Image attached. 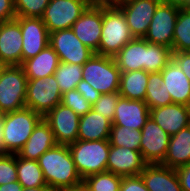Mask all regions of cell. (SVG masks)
I'll use <instances>...</instances> for the list:
<instances>
[{"mask_svg":"<svg viewBox=\"0 0 190 191\" xmlns=\"http://www.w3.org/2000/svg\"><path fill=\"white\" fill-rule=\"evenodd\" d=\"M113 58L121 72L144 70L159 73L173 59V51L138 37L125 44Z\"/></svg>","mask_w":190,"mask_h":191,"instance_id":"1","label":"cell"},{"mask_svg":"<svg viewBox=\"0 0 190 191\" xmlns=\"http://www.w3.org/2000/svg\"><path fill=\"white\" fill-rule=\"evenodd\" d=\"M28 79L21 65L4 66L0 71V109L4 114L26 107Z\"/></svg>","mask_w":190,"mask_h":191,"instance_id":"7","label":"cell"},{"mask_svg":"<svg viewBox=\"0 0 190 191\" xmlns=\"http://www.w3.org/2000/svg\"><path fill=\"white\" fill-rule=\"evenodd\" d=\"M22 32L15 20L0 23V62L5 65H22Z\"/></svg>","mask_w":190,"mask_h":191,"instance_id":"17","label":"cell"},{"mask_svg":"<svg viewBox=\"0 0 190 191\" xmlns=\"http://www.w3.org/2000/svg\"><path fill=\"white\" fill-rule=\"evenodd\" d=\"M112 122L91 109L80 116L77 140H109Z\"/></svg>","mask_w":190,"mask_h":191,"instance_id":"24","label":"cell"},{"mask_svg":"<svg viewBox=\"0 0 190 191\" xmlns=\"http://www.w3.org/2000/svg\"><path fill=\"white\" fill-rule=\"evenodd\" d=\"M152 118L170 136L190 125V106L172 103L150 109Z\"/></svg>","mask_w":190,"mask_h":191,"instance_id":"19","label":"cell"},{"mask_svg":"<svg viewBox=\"0 0 190 191\" xmlns=\"http://www.w3.org/2000/svg\"><path fill=\"white\" fill-rule=\"evenodd\" d=\"M172 51H190V8L179 9L173 33Z\"/></svg>","mask_w":190,"mask_h":191,"instance_id":"30","label":"cell"},{"mask_svg":"<svg viewBox=\"0 0 190 191\" xmlns=\"http://www.w3.org/2000/svg\"><path fill=\"white\" fill-rule=\"evenodd\" d=\"M62 93L59 89L55 75L46 78L28 79L25 105L26 108L44 117L56 105L60 104Z\"/></svg>","mask_w":190,"mask_h":191,"instance_id":"8","label":"cell"},{"mask_svg":"<svg viewBox=\"0 0 190 191\" xmlns=\"http://www.w3.org/2000/svg\"><path fill=\"white\" fill-rule=\"evenodd\" d=\"M23 187L18 181L0 185V191H22Z\"/></svg>","mask_w":190,"mask_h":191,"instance_id":"44","label":"cell"},{"mask_svg":"<svg viewBox=\"0 0 190 191\" xmlns=\"http://www.w3.org/2000/svg\"><path fill=\"white\" fill-rule=\"evenodd\" d=\"M190 163V125L170 136L163 166L177 169Z\"/></svg>","mask_w":190,"mask_h":191,"instance_id":"26","label":"cell"},{"mask_svg":"<svg viewBox=\"0 0 190 191\" xmlns=\"http://www.w3.org/2000/svg\"><path fill=\"white\" fill-rule=\"evenodd\" d=\"M43 118L49 124L57 144L69 145L77 140L80 116L71 108L60 103Z\"/></svg>","mask_w":190,"mask_h":191,"instance_id":"14","label":"cell"},{"mask_svg":"<svg viewBox=\"0 0 190 191\" xmlns=\"http://www.w3.org/2000/svg\"><path fill=\"white\" fill-rule=\"evenodd\" d=\"M43 117L23 108L3 115L5 154H18Z\"/></svg>","mask_w":190,"mask_h":191,"instance_id":"5","label":"cell"},{"mask_svg":"<svg viewBox=\"0 0 190 191\" xmlns=\"http://www.w3.org/2000/svg\"><path fill=\"white\" fill-rule=\"evenodd\" d=\"M133 38L122 11L102 3L99 55L114 57Z\"/></svg>","mask_w":190,"mask_h":191,"instance_id":"3","label":"cell"},{"mask_svg":"<svg viewBox=\"0 0 190 191\" xmlns=\"http://www.w3.org/2000/svg\"><path fill=\"white\" fill-rule=\"evenodd\" d=\"M22 191H54V190L50 188L49 186H39V187L28 188V189L23 188Z\"/></svg>","mask_w":190,"mask_h":191,"instance_id":"47","label":"cell"},{"mask_svg":"<svg viewBox=\"0 0 190 191\" xmlns=\"http://www.w3.org/2000/svg\"><path fill=\"white\" fill-rule=\"evenodd\" d=\"M145 102L149 109L172 104V98L165 89L161 72L148 73Z\"/></svg>","mask_w":190,"mask_h":191,"instance_id":"29","label":"cell"},{"mask_svg":"<svg viewBox=\"0 0 190 191\" xmlns=\"http://www.w3.org/2000/svg\"><path fill=\"white\" fill-rule=\"evenodd\" d=\"M178 7L160 2L157 6L144 39L172 49L173 33L179 14Z\"/></svg>","mask_w":190,"mask_h":191,"instance_id":"11","label":"cell"},{"mask_svg":"<svg viewBox=\"0 0 190 191\" xmlns=\"http://www.w3.org/2000/svg\"><path fill=\"white\" fill-rule=\"evenodd\" d=\"M109 143L112 146L127 147L131 150L140 151L141 130L112 125Z\"/></svg>","mask_w":190,"mask_h":191,"instance_id":"33","label":"cell"},{"mask_svg":"<svg viewBox=\"0 0 190 191\" xmlns=\"http://www.w3.org/2000/svg\"><path fill=\"white\" fill-rule=\"evenodd\" d=\"M4 124L3 120L0 121V154H5V143H4Z\"/></svg>","mask_w":190,"mask_h":191,"instance_id":"46","label":"cell"},{"mask_svg":"<svg viewBox=\"0 0 190 191\" xmlns=\"http://www.w3.org/2000/svg\"><path fill=\"white\" fill-rule=\"evenodd\" d=\"M50 0H14L16 17H42Z\"/></svg>","mask_w":190,"mask_h":191,"instance_id":"34","label":"cell"},{"mask_svg":"<svg viewBox=\"0 0 190 191\" xmlns=\"http://www.w3.org/2000/svg\"><path fill=\"white\" fill-rule=\"evenodd\" d=\"M5 65H3L1 62H0V71L1 69L4 67Z\"/></svg>","mask_w":190,"mask_h":191,"instance_id":"51","label":"cell"},{"mask_svg":"<svg viewBox=\"0 0 190 191\" xmlns=\"http://www.w3.org/2000/svg\"><path fill=\"white\" fill-rule=\"evenodd\" d=\"M161 2L178 8H190V0H161Z\"/></svg>","mask_w":190,"mask_h":191,"instance_id":"43","label":"cell"},{"mask_svg":"<svg viewBox=\"0 0 190 191\" xmlns=\"http://www.w3.org/2000/svg\"><path fill=\"white\" fill-rule=\"evenodd\" d=\"M68 147L82 180L90 175L107 171L110 151L109 140H76Z\"/></svg>","mask_w":190,"mask_h":191,"instance_id":"4","label":"cell"},{"mask_svg":"<svg viewBox=\"0 0 190 191\" xmlns=\"http://www.w3.org/2000/svg\"><path fill=\"white\" fill-rule=\"evenodd\" d=\"M149 191H182L177 172L161 164H147L140 173Z\"/></svg>","mask_w":190,"mask_h":191,"instance_id":"22","label":"cell"},{"mask_svg":"<svg viewBox=\"0 0 190 191\" xmlns=\"http://www.w3.org/2000/svg\"><path fill=\"white\" fill-rule=\"evenodd\" d=\"M120 96L119 91L109 94H101L100 98L92 105V109L113 122L115 108Z\"/></svg>","mask_w":190,"mask_h":191,"instance_id":"35","label":"cell"},{"mask_svg":"<svg viewBox=\"0 0 190 191\" xmlns=\"http://www.w3.org/2000/svg\"><path fill=\"white\" fill-rule=\"evenodd\" d=\"M17 181L25 189L47 186L38 161L27 160L17 154Z\"/></svg>","mask_w":190,"mask_h":191,"instance_id":"28","label":"cell"},{"mask_svg":"<svg viewBox=\"0 0 190 191\" xmlns=\"http://www.w3.org/2000/svg\"><path fill=\"white\" fill-rule=\"evenodd\" d=\"M74 191H86L84 188H78V189H74Z\"/></svg>","mask_w":190,"mask_h":191,"instance_id":"49","label":"cell"},{"mask_svg":"<svg viewBox=\"0 0 190 191\" xmlns=\"http://www.w3.org/2000/svg\"><path fill=\"white\" fill-rule=\"evenodd\" d=\"M106 0H94V2L104 3Z\"/></svg>","mask_w":190,"mask_h":191,"instance_id":"50","label":"cell"},{"mask_svg":"<svg viewBox=\"0 0 190 191\" xmlns=\"http://www.w3.org/2000/svg\"><path fill=\"white\" fill-rule=\"evenodd\" d=\"M54 75L59 89L63 94L76 89L77 84L82 80V65L60 61Z\"/></svg>","mask_w":190,"mask_h":191,"instance_id":"31","label":"cell"},{"mask_svg":"<svg viewBox=\"0 0 190 191\" xmlns=\"http://www.w3.org/2000/svg\"><path fill=\"white\" fill-rule=\"evenodd\" d=\"M150 117V109L145 101L119 98L112 125L141 130Z\"/></svg>","mask_w":190,"mask_h":191,"instance_id":"20","label":"cell"},{"mask_svg":"<svg viewBox=\"0 0 190 191\" xmlns=\"http://www.w3.org/2000/svg\"><path fill=\"white\" fill-rule=\"evenodd\" d=\"M148 73L144 70L121 72L119 94L121 97L145 101Z\"/></svg>","mask_w":190,"mask_h":191,"instance_id":"27","label":"cell"},{"mask_svg":"<svg viewBox=\"0 0 190 191\" xmlns=\"http://www.w3.org/2000/svg\"><path fill=\"white\" fill-rule=\"evenodd\" d=\"M182 191H190V163L175 169Z\"/></svg>","mask_w":190,"mask_h":191,"instance_id":"42","label":"cell"},{"mask_svg":"<svg viewBox=\"0 0 190 191\" xmlns=\"http://www.w3.org/2000/svg\"><path fill=\"white\" fill-rule=\"evenodd\" d=\"M60 63L59 57L54 49L48 45L36 56L22 63L27 79L46 78L54 74Z\"/></svg>","mask_w":190,"mask_h":191,"instance_id":"25","label":"cell"},{"mask_svg":"<svg viewBox=\"0 0 190 191\" xmlns=\"http://www.w3.org/2000/svg\"><path fill=\"white\" fill-rule=\"evenodd\" d=\"M170 135L152 118L141 129L140 152L147 164H161L167 154Z\"/></svg>","mask_w":190,"mask_h":191,"instance_id":"12","label":"cell"},{"mask_svg":"<svg viewBox=\"0 0 190 191\" xmlns=\"http://www.w3.org/2000/svg\"><path fill=\"white\" fill-rule=\"evenodd\" d=\"M91 3V0H50L41 18L49 33L68 29Z\"/></svg>","mask_w":190,"mask_h":191,"instance_id":"9","label":"cell"},{"mask_svg":"<svg viewBox=\"0 0 190 191\" xmlns=\"http://www.w3.org/2000/svg\"><path fill=\"white\" fill-rule=\"evenodd\" d=\"M122 176L105 171L93 174L83 180L86 191H120Z\"/></svg>","mask_w":190,"mask_h":191,"instance_id":"32","label":"cell"},{"mask_svg":"<svg viewBox=\"0 0 190 191\" xmlns=\"http://www.w3.org/2000/svg\"><path fill=\"white\" fill-rule=\"evenodd\" d=\"M173 60L190 80V51L173 52Z\"/></svg>","mask_w":190,"mask_h":191,"instance_id":"41","label":"cell"},{"mask_svg":"<svg viewBox=\"0 0 190 191\" xmlns=\"http://www.w3.org/2000/svg\"><path fill=\"white\" fill-rule=\"evenodd\" d=\"M22 32V63L49 45V32L40 17H16Z\"/></svg>","mask_w":190,"mask_h":191,"instance_id":"15","label":"cell"},{"mask_svg":"<svg viewBox=\"0 0 190 191\" xmlns=\"http://www.w3.org/2000/svg\"><path fill=\"white\" fill-rule=\"evenodd\" d=\"M120 75L113 57L94 54L82 65V80L101 94L119 91Z\"/></svg>","mask_w":190,"mask_h":191,"instance_id":"6","label":"cell"},{"mask_svg":"<svg viewBox=\"0 0 190 191\" xmlns=\"http://www.w3.org/2000/svg\"><path fill=\"white\" fill-rule=\"evenodd\" d=\"M16 18L14 0H0V23Z\"/></svg>","mask_w":190,"mask_h":191,"instance_id":"40","label":"cell"},{"mask_svg":"<svg viewBox=\"0 0 190 191\" xmlns=\"http://www.w3.org/2000/svg\"><path fill=\"white\" fill-rule=\"evenodd\" d=\"M146 165L140 151L110 145L107 171L122 177L136 176L140 175Z\"/></svg>","mask_w":190,"mask_h":191,"instance_id":"18","label":"cell"},{"mask_svg":"<svg viewBox=\"0 0 190 191\" xmlns=\"http://www.w3.org/2000/svg\"><path fill=\"white\" fill-rule=\"evenodd\" d=\"M161 0H136L119 7L134 38H144Z\"/></svg>","mask_w":190,"mask_h":191,"instance_id":"16","label":"cell"},{"mask_svg":"<svg viewBox=\"0 0 190 191\" xmlns=\"http://www.w3.org/2000/svg\"><path fill=\"white\" fill-rule=\"evenodd\" d=\"M161 76L173 103L190 106V80L173 59L162 69Z\"/></svg>","mask_w":190,"mask_h":191,"instance_id":"21","label":"cell"},{"mask_svg":"<svg viewBox=\"0 0 190 191\" xmlns=\"http://www.w3.org/2000/svg\"><path fill=\"white\" fill-rule=\"evenodd\" d=\"M58 191H74V190H58Z\"/></svg>","mask_w":190,"mask_h":191,"instance_id":"52","label":"cell"},{"mask_svg":"<svg viewBox=\"0 0 190 191\" xmlns=\"http://www.w3.org/2000/svg\"><path fill=\"white\" fill-rule=\"evenodd\" d=\"M136 0H106L104 3L111 7L119 8Z\"/></svg>","mask_w":190,"mask_h":191,"instance_id":"45","label":"cell"},{"mask_svg":"<svg viewBox=\"0 0 190 191\" xmlns=\"http://www.w3.org/2000/svg\"><path fill=\"white\" fill-rule=\"evenodd\" d=\"M76 90L93 105L99 98L101 93L96 91L88 82L81 80L76 87Z\"/></svg>","mask_w":190,"mask_h":191,"instance_id":"39","label":"cell"},{"mask_svg":"<svg viewBox=\"0 0 190 191\" xmlns=\"http://www.w3.org/2000/svg\"><path fill=\"white\" fill-rule=\"evenodd\" d=\"M49 45L64 63L83 65L95 54L75 36L71 28L49 33Z\"/></svg>","mask_w":190,"mask_h":191,"instance_id":"10","label":"cell"},{"mask_svg":"<svg viewBox=\"0 0 190 191\" xmlns=\"http://www.w3.org/2000/svg\"><path fill=\"white\" fill-rule=\"evenodd\" d=\"M61 103L71 108L79 116L85 115L92 109V105L76 89L62 94Z\"/></svg>","mask_w":190,"mask_h":191,"instance_id":"36","label":"cell"},{"mask_svg":"<svg viewBox=\"0 0 190 191\" xmlns=\"http://www.w3.org/2000/svg\"><path fill=\"white\" fill-rule=\"evenodd\" d=\"M120 191H149L141 177L136 176H124L120 184Z\"/></svg>","mask_w":190,"mask_h":191,"instance_id":"38","label":"cell"},{"mask_svg":"<svg viewBox=\"0 0 190 191\" xmlns=\"http://www.w3.org/2000/svg\"><path fill=\"white\" fill-rule=\"evenodd\" d=\"M56 140L49 124L42 118L35 126L28 141L18 152V155L27 160H38L47 150L55 146Z\"/></svg>","mask_w":190,"mask_h":191,"instance_id":"23","label":"cell"},{"mask_svg":"<svg viewBox=\"0 0 190 191\" xmlns=\"http://www.w3.org/2000/svg\"><path fill=\"white\" fill-rule=\"evenodd\" d=\"M17 181V154H0V185Z\"/></svg>","mask_w":190,"mask_h":191,"instance_id":"37","label":"cell"},{"mask_svg":"<svg viewBox=\"0 0 190 191\" xmlns=\"http://www.w3.org/2000/svg\"><path fill=\"white\" fill-rule=\"evenodd\" d=\"M3 115H4V113H3L2 110L0 109V121H1L2 118H3Z\"/></svg>","mask_w":190,"mask_h":191,"instance_id":"48","label":"cell"},{"mask_svg":"<svg viewBox=\"0 0 190 191\" xmlns=\"http://www.w3.org/2000/svg\"><path fill=\"white\" fill-rule=\"evenodd\" d=\"M47 186L54 191L81 188L83 180L76 170L68 145L56 144L38 158Z\"/></svg>","mask_w":190,"mask_h":191,"instance_id":"2","label":"cell"},{"mask_svg":"<svg viewBox=\"0 0 190 191\" xmlns=\"http://www.w3.org/2000/svg\"><path fill=\"white\" fill-rule=\"evenodd\" d=\"M71 29L85 46L99 55L102 30V3L92 2L72 25Z\"/></svg>","mask_w":190,"mask_h":191,"instance_id":"13","label":"cell"}]
</instances>
